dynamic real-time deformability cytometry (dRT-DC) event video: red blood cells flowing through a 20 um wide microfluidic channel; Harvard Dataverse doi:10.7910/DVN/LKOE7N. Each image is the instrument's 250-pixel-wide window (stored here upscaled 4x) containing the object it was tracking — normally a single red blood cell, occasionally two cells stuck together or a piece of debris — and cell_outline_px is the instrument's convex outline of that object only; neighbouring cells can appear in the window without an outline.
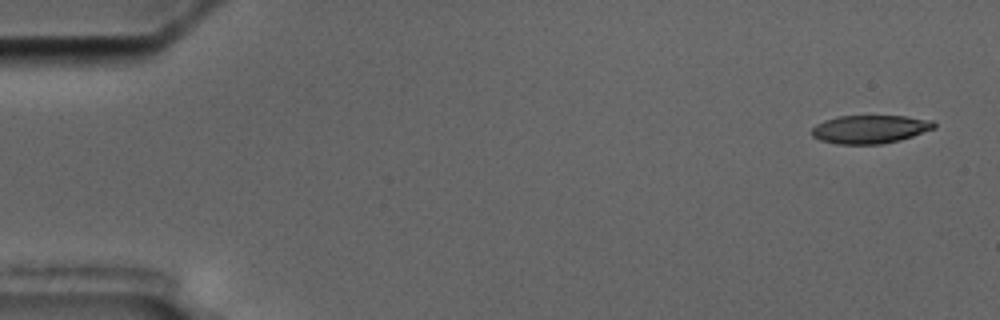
{"species": "common noctule bat (a hibernating species)", "species_latin": "Nyctalus noctula", "temperature_condition": "cold", "stored_images_in_passage": 5, "camera_frame_rate_fps": 3000, "um_per_image_px": 0.085, "animal": {"sex": "male", "body_mass_g": 17.5, "forearm_length_mm": 52.3}, "frame": {"image": 1, "passage_image": 1, "time_ms": 0.0, "image_size_px": [1000, 320], "cell_outline_px": [[936, 128], [900, 140], [880, 144], [836, 144], [820, 140], [812, 136], [812, 128], [816, 124], [824, 120], [836, 116], [904, 116], [932, 120], [936, 124]], "centroid_in_image_um": [73.94, 10.98], "position_along_channel_um": 11.1, "area_um2": 20.23}}
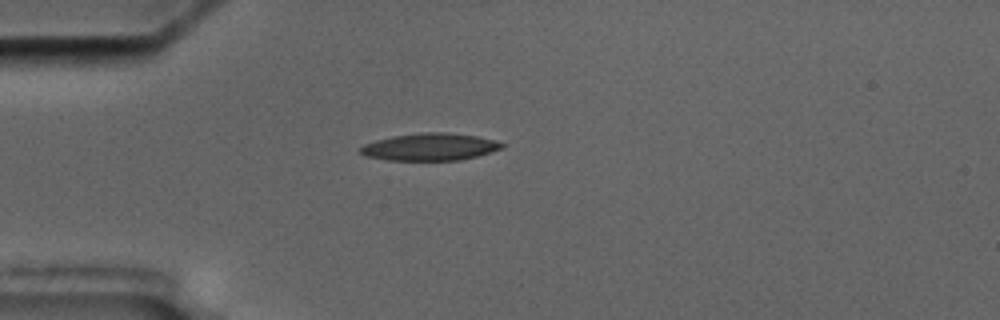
{"frame": {"image": 2, "passage_image": 5, "time_ms": 4.333, "image_size_px": [1000, 320], "cell_outline_px": [[504, 148], [476, 156], [460, 160], [388, 160], [364, 156], [360, 152], [360, 148], [364, 144], [376, 140], [392, 136], [420, 132], [444, 132], [476, 136], [492, 140], [504, 144]], "centroid_in_image_um": [36.51, 12.48], "position_along_channel_um": 48.5, "area_um2": 22.37}}